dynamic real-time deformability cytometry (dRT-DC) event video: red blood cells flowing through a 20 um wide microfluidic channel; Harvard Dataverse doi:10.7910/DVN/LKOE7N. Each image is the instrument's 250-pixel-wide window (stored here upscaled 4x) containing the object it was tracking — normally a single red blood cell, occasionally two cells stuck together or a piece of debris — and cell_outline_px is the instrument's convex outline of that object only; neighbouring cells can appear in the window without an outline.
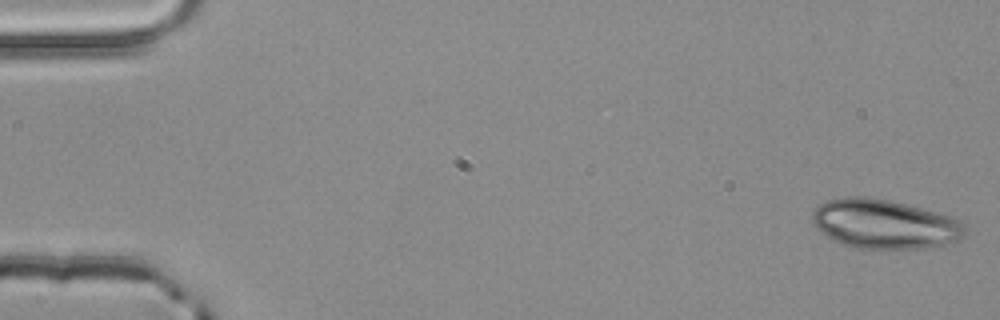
{"species": "common noctule bat (a hibernating species)", "species_latin": "Nyctalus noctula", "temperature_condition": "room temperature", "stored_images_in_passage": 4, "camera_frame_rate_fps": 3000, "um_per_image_px": 0.085, "animal": {"sex": "male", "body_mass_g": 20.4}, "frame": {"image": 1, "passage_image": 1, "time_ms": 0.0, "image_size_px": [1000, 320], "cell_outline_px": [[968, 232], [960, 240], [944, 244], [924, 248], [856, 248], [832, 240], [812, 224], [812, 212], [820, 204], [828, 200], [844, 196], [868, 196], [892, 200], [908, 204], [948, 216], [960, 220], [968, 228]], "centroid_in_image_um": [75.19, 19.03], "position_along_channel_um": 9.8, "area_um2": 44.04}}